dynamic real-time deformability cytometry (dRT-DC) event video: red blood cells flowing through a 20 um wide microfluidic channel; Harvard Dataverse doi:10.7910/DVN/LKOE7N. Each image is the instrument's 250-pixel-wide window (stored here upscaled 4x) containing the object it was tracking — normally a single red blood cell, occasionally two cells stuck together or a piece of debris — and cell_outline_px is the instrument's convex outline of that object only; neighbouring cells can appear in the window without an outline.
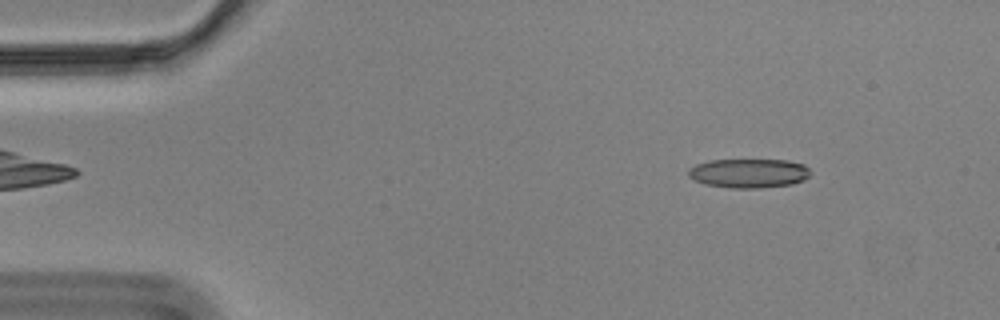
{"species": "Egyptian fruit bat (a non-hibernating species)", "species_latin": "Rousettus aegyptiacus", "temperature_condition": "cold", "stored_images_in_passage": 53, "camera_frame_rate_fps": 3000, "um_per_image_px": 0.085, "animal": {"sex": "male"}, "frame": {"image": 1, "passage_image": 3, "time_ms": 0.667, "image_size_px": [1000, 320], "cell_outline_px": [[812, 172], [804, 180], [792, 184], [760, 188], [728, 188], [704, 184], [688, 176], [688, 168], [696, 164], [708, 160], [788, 160], [804, 164]], "centroid_in_image_um": [63.65, 14.72], "position_along_channel_um": 21.4, "area_um2": 20.92}}
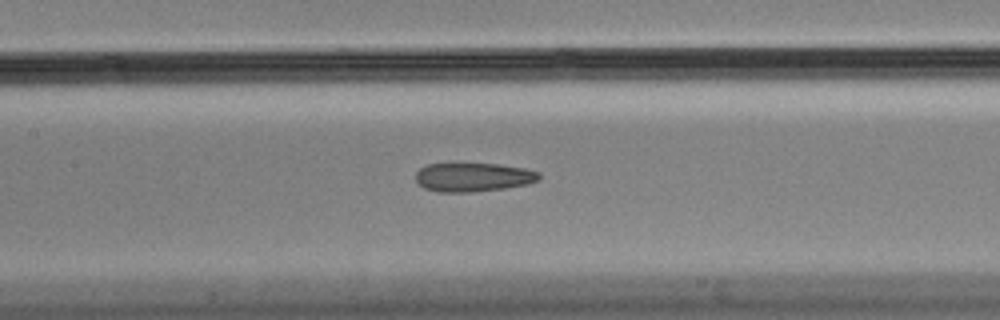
{"frame": {"image": 2, "passage_image": 22, "time_ms": 7.0, "image_size_px": [1000, 320], "cell_outline_px": [[540, 180], [528, 184], [504, 188], [472, 192], [436, 192], [424, 188], [416, 180], [416, 172], [420, 168], [428, 164], [500, 164], [524, 168], [540, 172]], "centroid_in_image_um": [40.24, 15.06], "position_along_channel_um": 167.2, "area_um2": 20.75}}
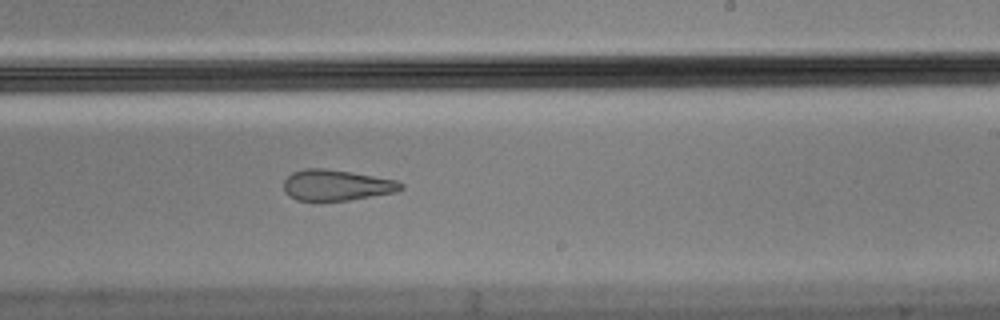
{"frame": {"image": 3, "passage_image": 30, "time_ms": 9.667, "image_size_px": [1000, 320], "cell_outline_px": [[404, 188], [396, 192], [348, 200], [296, 200], [288, 196], [284, 192], [284, 180], [292, 172], [304, 168], [324, 168], [352, 172], [396, 180], [404, 184]], "centroid_in_image_um": [28.59, 15.73], "position_along_channel_um": 260.4, "area_um2": 21.1}, "authors_computed_cell_mechanics": {"area_um2": 22.0218, "velocity_mm_per_s": 3.5094, "shape_relaxation_time_tau1_ms": null, "shape_relaxation_time_tau2_ms": 2.3592, "deformation_change_tau1": null, "deformation_change_tau2": 0.1174}}